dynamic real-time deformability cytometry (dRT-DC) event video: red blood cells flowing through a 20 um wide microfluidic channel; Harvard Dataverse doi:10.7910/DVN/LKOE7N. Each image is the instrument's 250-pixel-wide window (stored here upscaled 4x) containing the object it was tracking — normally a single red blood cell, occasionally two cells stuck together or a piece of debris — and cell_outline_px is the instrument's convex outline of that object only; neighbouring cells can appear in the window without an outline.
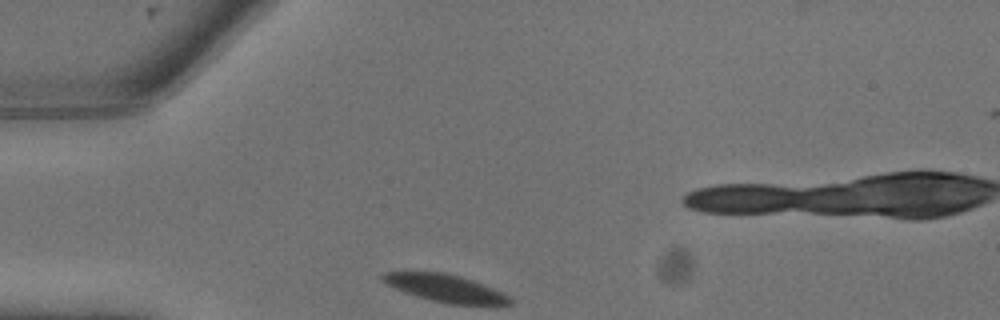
{"species": "common noctule bat (a hibernating species)", "species_latin": "Nyctalus noctula", "temperature_condition": "warm", "stored_images_in_passage": 5, "camera_frame_rate_fps": 3000, "um_per_image_px": 0.085, "animal": {"sex": "male", "body_mass_g": 13.3}, "frame": {"image": 1, "passage_image": 1, "time_ms": 0.0, "image_size_px": [1000, 320], "cell_outline_px": [[512, 304], [448, 304], [416, 296], [404, 292], [380, 280], [380, 276], [384, 272], [444, 272], [460, 276], [472, 280], [492, 288], [508, 296], [512, 300]], "centroid_in_image_um": [37.8, 24.48], "position_along_channel_um": 47.2, "area_um2": 20.0}}
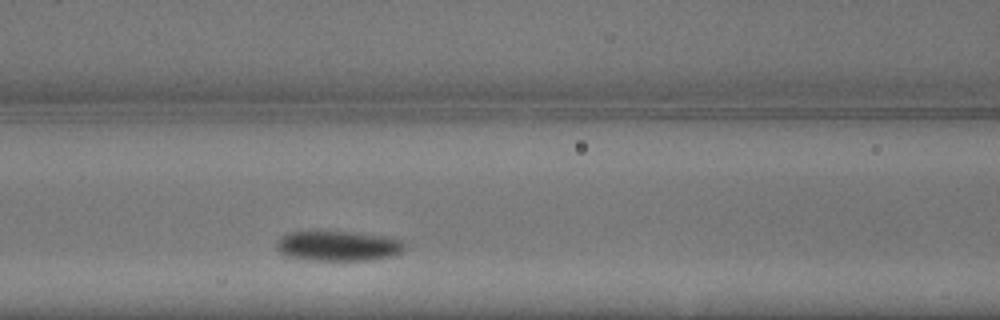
{"frame": {"image": 2, "passage_image": 5, "time_ms": 1.333, "image_size_px": [1000, 320], "cell_outline_px": [[404, 248], [400, 252], [392, 256], [372, 260], [316, 260], [288, 256], [280, 252], [276, 248], [276, 240], [280, 236], [288, 232], [360, 232], [384, 236], [404, 240]], "centroid_in_image_um": [28.75, 20.89], "position_along_channel_um": 137.8, "area_um2": 22.43}}